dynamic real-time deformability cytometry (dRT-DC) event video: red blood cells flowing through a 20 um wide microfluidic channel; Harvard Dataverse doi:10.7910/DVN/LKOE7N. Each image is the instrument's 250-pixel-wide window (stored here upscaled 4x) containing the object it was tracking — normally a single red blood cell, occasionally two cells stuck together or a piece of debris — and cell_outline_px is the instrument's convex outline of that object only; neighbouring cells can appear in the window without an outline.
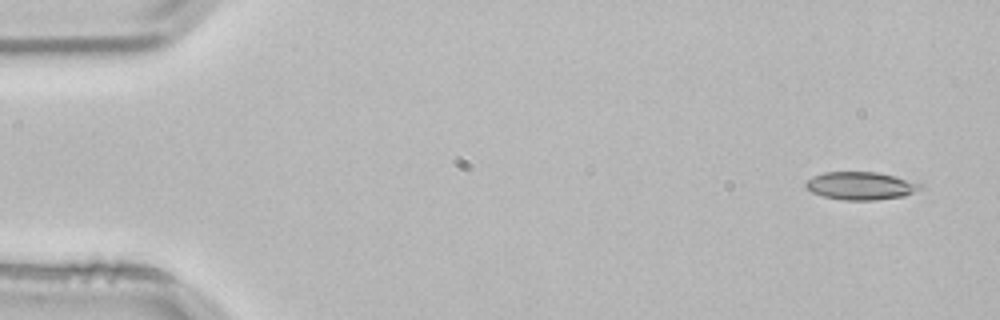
{"species": "common noctule bat (a hibernating species)", "species_latin": "Nyctalus noctula", "temperature_condition": "room temperature", "stored_images_in_passage": 4, "segment_of_instrument_passage": [1, 2], "camera_frame_rate_fps": 3000, "um_per_image_px": 0.085, "animal": {"sex": "male", "body_mass_g": 21.5, "forearm_length_mm": 52.0}, "frame": {"image": 1, "passage_image": 1, "time_ms": 0.0, "image_size_px": [1000, 320], "cell_outline_px": [[924, 188], [904, 196], [876, 200], [844, 200], [824, 196], [812, 192], [804, 188], [804, 184], [812, 176], [824, 172], [876, 172], [924, 184]], "centroid_in_image_um": [73.15, 15.79], "position_along_channel_um": 11.8, "area_um2": 18.61}}
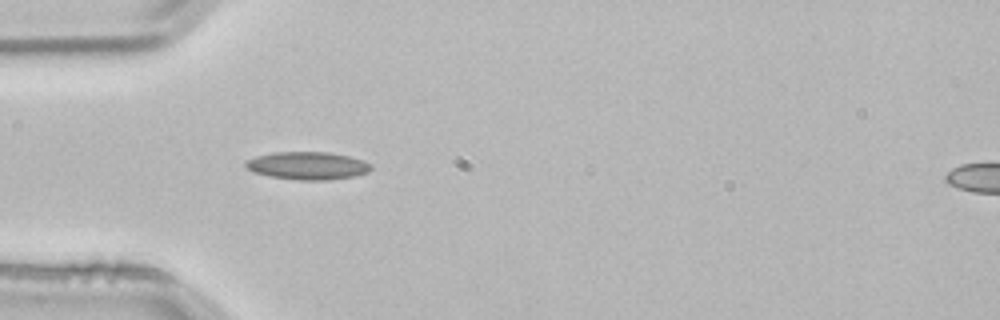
{"frame": {"image": 2, "passage_image": 3, "time_ms": 0.667, "image_size_px": [1000, 320], "cell_outline_px": [[372, 168], [368, 172], [356, 176], [328, 180], [300, 180], [268, 176], [252, 172], [244, 168], [244, 164], [248, 160], [256, 156], [272, 152], [328, 152], [348, 156], [364, 160]], "centroid_in_image_um": [26.11, 14.08], "position_along_channel_um": 58.9, "area_um2": 20.4}}